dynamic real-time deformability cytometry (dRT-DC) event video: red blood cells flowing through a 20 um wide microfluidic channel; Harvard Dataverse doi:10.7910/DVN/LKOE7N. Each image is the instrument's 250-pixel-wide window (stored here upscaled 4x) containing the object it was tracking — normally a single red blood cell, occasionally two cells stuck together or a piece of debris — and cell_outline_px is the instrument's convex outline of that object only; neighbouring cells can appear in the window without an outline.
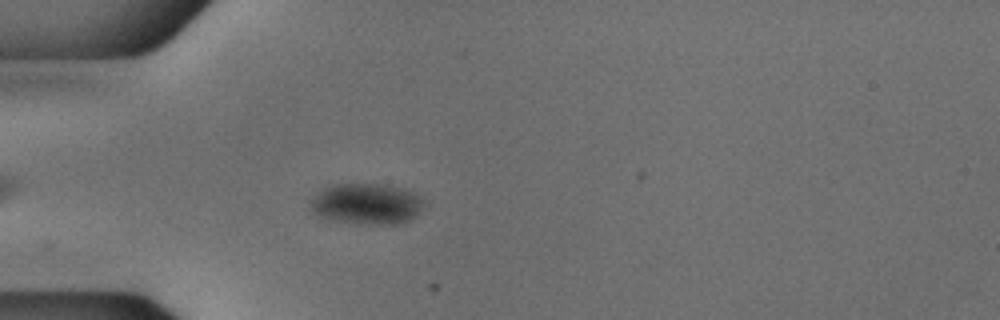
{"species": "common noctule bat (a hibernating species)", "species_latin": "Nyctalus noctula", "temperature_condition": "cold", "stored_images_in_passage": 45, "camera_frame_rate_fps": 3000, "um_per_image_px": 0.085, "animal": {"sex": "male", "body_mass_g": 18.8}, "frame": {"image": 1, "passage_image": 7, "time_ms": 2.0, "image_size_px": [1000, 320], "cell_outline_px": [[424, 204], [416, 216], [400, 224], [360, 224], [328, 220], [320, 216], [312, 208], [308, 200], [312, 196], [324, 188], [336, 184], [392, 184], [404, 188], [412, 192], [424, 200]], "centroid_in_image_um": [31.17, 17.32], "position_along_channel_um": 53.8, "area_um2": 27.34}}
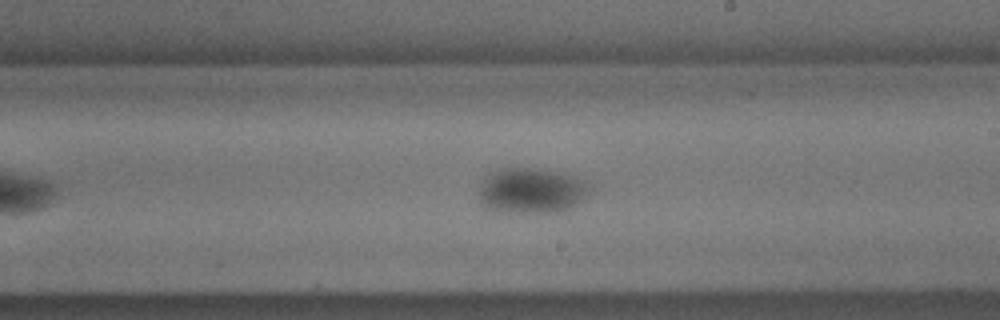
{"frame": {"image": 2, "passage_image": 23, "time_ms": 7.333, "image_size_px": [1000, 320], "cell_outline_px": [[592, 188], [580, 200], [568, 208], [556, 212], [504, 212], [484, 208], [480, 204], [480, 184], [484, 176], [488, 172], [500, 168], [532, 168], [564, 172], [584, 180]], "centroid_in_image_um": [45.11, 16.18], "position_along_channel_um": 243.9, "area_um2": 29.48}}
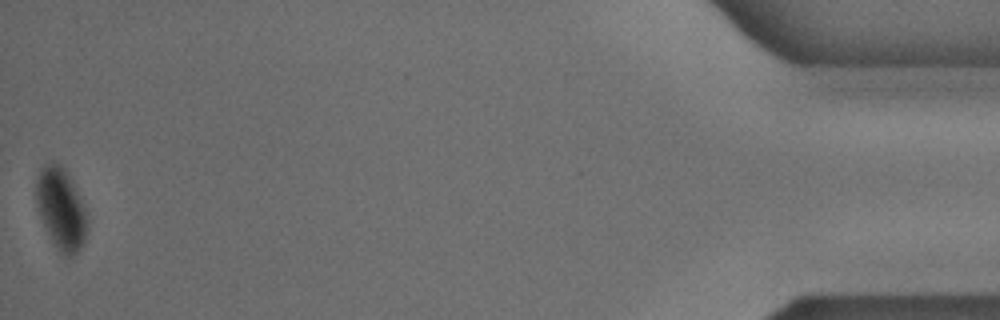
{"frame": {"image": 3, "passage_image": 45, "time_ms": 14.667, "image_size_px": [1000, 320], "cell_outline_px": [[88, 232], [84, 244], [72, 256], [64, 256], [52, 244], [40, 216], [36, 204], [36, 176], [40, 168], [44, 164], [60, 164], [64, 168], [72, 180], [84, 204], [88, 220]], "centroid_in_image_um": [5.2, 17.78], "position_along_channel_um": 430.0, "area_um2": 24.68}, "authors_computed_cell_mechanics": {"area_um2": 26.588, "velocity_mm_per_s": 3.7481, "shape_relaxation_time_tau1_ms": 6.489, "shape_relaxation_time_tau2_ms": null, "deformation_change_tau1": 0.0552, "deformation_change_tau2": null}}